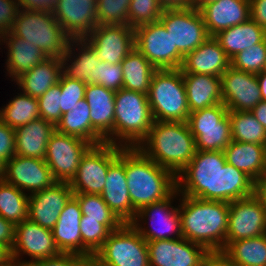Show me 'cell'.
Masks as SVG:
<instances>
[{"mask_svg": "<svg viewBox=\"0 0 266 266\" xmlns=\"http://www.w3.org/2000/svg\"><path fill=\"white\" fill-rule=\"evenodd\" d=\"M182 75L190 112L223 103L220 77L194 73Z\"/></svg>", "mask_w": 266, "mask_h": 266, "instance_id": "obj_29", "label": "cell"}, {"mask_svg": "<svg viewBox=\"0 0 266 266\" xmlns=\"http://www.w3.org/2000/svg\"><path fill=\"white\" fill-rule=\"evenodd\" d=\"M222 253L240 266H266V234L231 241Z\"/></svg>", "mask_w": 266, "mask_h": 266, "instance_id": "obj_37", "label": "cell"}, {"mask_svg": "<svg viewBox=\"0 0 266 266\" xmlns=\"http://www.w3.org/2000/svg\"><path fill=\"white\" fill-rule=\"evenodd\" d=\"M20 9L53 12L58 0H17Z\"/></svg>", "mask_w": 266, "mask_h": 266, "instance_id": "obj_53", "label": "cell"}, {"mask_svg": "<svg viewBox=\"0 0 266 266\" xmlns=\"http://www.w3.org/2000/svg\"><path fill=\"white\" fill-rule=\"evenodd\" d=\"M100 196L122 223H132L133 208L125 174V147L118 146V157L109 165L106 183Z\"/></svg>", "mask_w": 266, "mask_h": 266, "instance_id": "obj_21", "label": "cell"}, {"mask_svg": "<svg viewBox=\"0 0 266 266\" xmlns=\"http://www.w3.org/2000/svg\"><path fill=\"white\" fill-rule=\"evenodd\" d=\"M255 194L261 199L266 207V171L256 182Z\"/></svg>", "mask_w": 266, "mask_h": 266, "instance_id": "obj_58", "label": "cell"}, {"mask_svg": "<svg viewBox=\"0 0 266 266\" xmlns=\"http://www.w3.org/2000/svg\"><path fill=\"white\" fill-rule=\"evenodd\" d=\"M10 31L38 47L47 57L60 59L71 39L56 21L53 12L20 9Z\"/></svg>", "mask_w": 266, "mask_h": 266, "instance_id": "obj_7", "label": "cell"}, {"mask_svg": "<svg viewBox=\"0 0 266 266\" xmlns=\"http://www.w3.org/2000/svg\"><path fill=\"white\" fill-rule=\"evenodd\" d=\"M264 234H266V207L256 194L229 202L225 247L231 241Z\"/></svg>", "mask_w": 266, "mask_h": 266, "instance_id": "obj_15", "label": "cell"}, {"mask_svg": "<svg viewBox=\"0 0 266 266\" xmlns=\"http://www.w3.org/2000/svg\"><path fill=\"white\" fill-rule=\"evenodd\" d=\"M215 1L216 0H191V7L200 10L204 5Z\"/></svg>", "mask_w": 266, "mask_h": 266, "instance_id": "obj_61", "label": "cell"}, {"mask_svg": "<svg viewBox=\"0 0 266 266\" xmlns=\"http://www.w3.org/2000/svg\"><path fill=\"white\" fill-rule=\"evenodd\" d=\"M131 0H97V25H128Z\"/></svg>", "mask_w": 266, "mask_h": 266, "instance_id": "obj_42", "label": "cell"}, {"mask_svg": "<svg viewBox=\"0 0 266 266\" xmlns=\"http://www.w3.org/2000/svg\"><path fill=\"white\" fill-rule=\"evenodd\" d=\"M78 200L83 216L87 219L101 220L111 232L118 229L123 223L111 211L100 194H73Z\"/></svg>", "mask_w": 266, "mask_h": 266, "instance_id": "obj_41", "label": "cell"}, {"mask_svg": "<svg viewBox=\"0 0 266 266\" xmlns=\"http://www.w3.org/2000/svg\"><path fill=\"white\" fill-rule=\"evenodd\" d=\"M81 216L78 200L72 195L61 211L52 233L61 253L78 254L92 260L94 255L82 244L79 226Z\"/></svg>", "mask_w": 266, "mask_h": 266, "instance_id": "obj_24", "label": "cell"}, {"mask_svg": "<svg viewBox=\"0 0 266 266\" xmlns=\"http://www.w3.org/2000/svg\"><path fill=\"white\" fill-rule=\"evenodd\" d=\"M15 242V225L0 216V244L9 252Z\"/></svg>", "mask_w": 266, "mask_h": 266, "instance_id": "obj_52", "label": "cell"}, {"mask_svg": "<svg viewBox=\"0 0 266 266\" xmlns=\"http://www.w3.org/2000/svg\"><path fill=\"white\" fill-rule=\"evenodd\" d=\"M159 21L170 33L173 48H177L183 57L209 37L202 14L194 7L163 10Z\"/></svg>", "mask_w": 266, "mask_h": 266, "instance_id": "obj_11", "label": "cell"}, {"mask_svg": "<svg viewBox=\"0 0 266 266\" xmlns=\"http://www.w3.org/2000/svg\"><path fill=\"white\" fill-rule=\"evenodd\" d=\"M251 113L260 122L266 130V102H259L252 110Z\"/></svg>", "mask_w": 266, "mask_h": 266, "instance_id": "obj_57", "label": "cell"}, {"mask_svg": "<svg viewBox=\"0 0 266 266\" xmlns=\"http://www.w3.org/2000/svg\"><path fill=\"white\" fill-rule=\"evenodd\" d=\"M263 72H266V61H265L264 67H263Z\"/></svg>", "mask_w": 266, "mask_h": 266, "instance_id": "obj_63", "label": "cell"}, {"mask_svg": "<svg viewBox=\"0 0 266 266\" xmlns=\"http://www.w3.org/2000/svg\"><path fill=\"white\" fill-rule=\"evenodd\" d=\"M0 266H15L11 262L10 252L0 244Z\"/></svg>", "mask_w": 266, "mask_h": 266, "instance_id": "obj_59", "label": "cell"}, {"mask_svg": "<svg viewBox=\"0 0 266 266\" xmlns=\"http://www.w3.org/2000/svg\"><path fill=\"white\" fill-rule=\"evenodd\" d=\"M266 61V38L252 47L240 51L231 58V66L251 74H259L263 71Z\"/></svg>", "mask_w": 266, "mask_h": 266, "instance_id": "obj_43", "label": "cell"}, {"mask_svg": "<svg viewBox=\"0 0 266 266\" xmlns=\"http://www.w3.org/2000/svg\"><path fill=\"white\" fill-rule=\"evenodd\" d=\"M231 66V59L214 36L188 53L181 65L182 73L208 74L220 77Z\"/></svg>", "mask_w": 266, "mask_h": 266, "instance_id": "obj_25", "label": "cell"}, {"mask_svg": "<svg viewBox=\"0 0 266 266\" xmlns=\"http://www.w3.org/2000/svg\"><path fill=\"white\" fill-rule=\"evenodd\" d=\"M99 85L115 92L122 89L123 71L121 63L111 64L100 60Z\"/></svg>", "mask_w": 266, "mask_h": 266, "instance_id": "obj_49", "label": "cell"}, {"mask_svg": "<svg viewBox=\"0 0 266 266\" xmlns=\"http://www.w3.org/2000/svg\"><path fill=\"white\" fill-rule=\"evenodd\" d=\"M147 98L154 121L187 122L190 110L181 69H157Z\"/></svg>", "mask_w": 266, "mask_h": 266, "instance_id": "obj_6", "label": "cell"}, {"mask_svg": "<svg viewBox=\"0 0 266 266\" xmlns=\"http://www.w3.org/2000/svg\"><path fill=\"white\" fill-rule=\"evenodd\" d=\"M29 195L0 181V216L17 225L28 218Z\"/></svg>", "mask_w": 266, "mask_h": 266, "instance_id": "obj_40", "label": "cell"}, {"mask_svg": "<svg viewBox=\"0 0 266 266\" xmlns=\"http://www.w3.org/2000/svg\"><path fill=\"white\" fill-rule=\"evenodd\" d=\"M3 180L18 189L33 194L51 187L56 181L46 161L14 155L5 162Z\"/></svg>", "mask_w": 266, "mask_h": 266, "instance_id": "obj_20", "label": "cell"}, {"mask_svg": "<svg viewBox=\"0 0 266 266\" xmlns=\"http://www.w3.org/2000/svg\"><path fill=\"white\" fill-rule=\"evenodd\" d=\"M99 60L118 64L135 48V30L129 25H97L83 38Z\"/></svg>", "mask_w": 266, "mask_h": 266, "instance_id": "obj_17", "label": "cell"}, {"mask_svg": "<svg viewBox=\"0 0 266 266\" xmlns=\"http://www.w3.org/2000/svg\"><path fill=\"white\" fill-rule=\"evenodd\" d=\"M178 194L176 189L168 198L146 205L137 211L131 224L147 242L183 238L179 207L171 205L173 199L180 196ZM140 219H144L142 221H145V224L149 219L153 226L149 229L143 228L139 223ZM172 234L173 237L170 236Z\"/></svg>", "mask_w": 266, "mask_h": 266, "instance_id": "obj_13", "label": "cell"}, {"mask_svg": "<svg viewBox=\"0 0 266 266\" xmlns=\"http://www.w3.org/2000/svg\"><path fill=\"white\" fill-rule=\"evenodd\" d=\"M223 152L227 163L245 172L255 182L266 171V145L232 140Z\"/></svg>", "mask_w": 266, "mask_h": 266, "instance_id": "obj_33", "label": "cell"}, {"mask_svg": "<svg viewBox=\"0 0 266 266\" xmlns=\"http://www.w3.org/2000/svg\"><path fill=\"white\" fill-rule=\"evenodd\" d=\"M91 266H150L147 241L131 223H123L94 254Z\"/></svg>", "mask_w": 266, "mask_h": 266, "instance_id": "obj_8", "label": "cell"}, {"mask_svg": "<svg viewBox=\"0 0 266 266\" xmlns=\"http://www.w3.org/2000/svg\"><path fill=\"white\" fill-rule=\"evenodd\" d=\"M61 74L62 60L56 57H47L14 81L16 80L15 82L19 89H22V93L38 99L59 82Z\"/></svg>", "mask_w": 266, "mask_h": 266, "instance_id": "obj_32", "label": "cell"}, {"mask_svg": "<svg viewBox=\"0 0 266 266\" xmlns=\"http://www.w3.org/2000/svg\"><path fill=\"white\" fill-rule=\"evenodd\" d=\"M40 118L38 99L20 92L0 110V120L11 128Z\"/></svg>", "mask_w": 266, "mask_h": 266, "instance_id": "obj_39", "label": "cell"}, {"mask_svg": "<svg viewBox=\"0 0 266 266\" xmlns=\"http://www.w3.org/2000/svg\"><path fill=\"white\" fill-rule=\"evenodd\" d=\"M205 266H240V265L232 262L222 252H210V254L207 257Z\"/></svg>", "mask_w": 266, "mask_h": 266, "instance_id": "obj_55", "label": "cell"}, {"mask_svg": "<svg viewBox=\"0 0 266 266\" xmlns=\"http://www.w3.org/2000/svg\"><path fill=\"white\" fill-rule=\"evenodd\" d=\"M163 10L185 9L191 7V0H158Z\"/></svg>", "mask_w": 266, "mask_h": 266, "instance_id": "obj_56", "label": "cell"}, {"mask_svg": "<svg viewBox=\"0 0 266 266\" xmlns=\"http://www.w3.org/2000/svg\"><path fill=\"white\" fill-rule=\"evenodd\" d=\"M256 77L258 79L262 101L266 102V72L262 71L259 74H257Z\"/></svg>", "mask_w": 266, "mask_h": 266, "instance_id": "obj_60", "label": "cell"}, {"mask_svg": "<svg viewBox=\"0 0 266 266\" xmlns=\"http://www.w3.org/2000/svg\"><path fill=\"white\" fill-rule=\"evenodd\" d=\"M91 146L80 138L55 131L49 138L44 159L55 181L70 183L82 156Z\"/></svg>", "mask_w": 266, "mask_h": 266, "instance_id": "obj_14", "label": "cell"}, {"mask_svg": "<svg viewBox=\"0 0 266 266\" xmlns=\"http://www.w3.org/2000/svg\"><path fill=\"white\" fill-rule=\"evenodd\" d=\"M233 141L266 145V130L251 111H228Z\"/></svg>", "mask_w": 266, "mask_h": 266, "instance_id": "obj_38", "label": "cell"}, {"mask_svg": "<svg viewBox=\"0 0 266 266\" xmlns=\"http://www.w3.org/2000/svg\"><path fill=\"white\" fill-rule=\"evenodd\" d=\"M150 266H205L210 252L185 238L148 241Z\"/></svg>", "mask_w": 266, "mask_h": 266, "instance_id": "obj_18", "label": "cell"}, {"mask_svg": "<svg viewBox=\"0 0 266 266\" xmlns=\"http://www.w3.org/2000/svg\"><path fill=\"white\" fill-rule=\"evenodd\" d=\"M97 0H58L56 21L71 39L86 37L96 26Z\"/></svg>", "mask_w": 266, "mask_h": 266, "instance_id": "obj_23", "label": "cell"}, {"mask_svg": "<svg viewBox=\"0 0 266 266\" xmlns=\"http://www.w3.org/2000/svg\"><path fill=\"white\" fill-rule=\"evenodd\" d=\"M72 195V188L66 182H55L51 187L30 194L28 218L43 228L52 230Z\"/></svg>", "mask_w": 266, "mask_h": 266, "instance_id": "obj_22", "label": "cell"}, {"mask_svg": "<svg viewBox=\"0 0 266 266\" xmlns=\"http://www.w3.org/2000/svg\"><path fill=\"white\" fill-rule=\"evenodd\" d=\"M92 127L105 139L114 129L115 91L99 84H86Z\"/></svg>", "mask_w": 266, "mask_h": 266, "instance_id": "obj_30", "label": "cell"}, {"mask_svg": "<svg viewBox=\"0 0 266 266\" xmlns=\"http://www.w3.org/2000/svg\"><path fill=\"white\" fill-rule=\"evenodd\" d=\"M209 36L235 25L246 22L250 18L249 0H216L200 9Z\"/></svg>", "mask_w": 266, "mask_h": 266, "instance_id": "obj_26", "label": "cell"}, {"mask_svg": "<svg viewBox=\"0 0 266 266\" xmlns=\"http://www.w3.org/2000/svg\"><path fill=\"white\" fill-rule=\"evenodd\" d=\"M73 46H78V49ZM75 49L80 50L76 55L73 54ZM61 60L62 72L67 77L82 81L86 84H99L100 60L94 49L83 38L70 39L66 52L61 57ZM69 60L71 61V65L68 63Z\"/></svg>", "mask_w": 266, "mask_h": 266, "instance_id": "obj_27", "label": "cell"}, {"mask_svg": "<svg viewBox=\"0 0 266 266\" xmlns=\"http://www.w3.org/2000/svg\"><path fill=\"white\" fill-rule=\"evenodd\" d=\"M181 197L178 207L183 238L209 252H222L228 229L229 203L186 195Z\"/></svg>", "mask_w": 266, "mask_h": 266, "instance_id": "obj_2", "label": "cell"}, {"mask_svg": "<svg viewBox=\"0 0 266 266\" xmlns=\"http://www.w3.org/2000/svg\"><path fill=\"white\" fill-rule=\"evenodd\" d=\"M220 78L223 104L229 111H251L262 101L256 74L230 66Z\"/></svg>", "mask_w": 266, "mask_h": 266, "instance_id": "obj_19", "label": "cell"}, {"mask_svg": "<svg viewBox=\"0 0 266 266\" xmlns=\"http://www.w3.org/2000/svg\"><path fill=\"white\" fill-rule=\"evenodd\" d=\"M228 108L223 104L190 112L188 125L194 136L196 149L223 151L232 141Z\"/></svg>", "mask_w": 266, "mask_h": 266, "instance_id": "obj_9", "label": "cell"}, {"mask_svg": "<svg viewBox=\"0 0 266 266\" xmlns=\"http://www.w3.org/2000/svg\"><path fill=\"white\" fill-rule=\"evenodd\" d=\"M250 18L266 29V0H249Z\"/></svg>", "mask_w": 266, "mask_h": 266, "instance_id": "obj_54", "label": "cell"}, {"mask_svg": "<svg viewBox=\"0 0 266 266\" xmlns=\"http://www.w3.org/2000/svg\"><path fill=\"white\" fill-rule=\"evenodd\" d=\"M231 59L240 51L262 42L266 29L249 18L246 22L230 27L214 36Z\"/></svg>", "mask_w": 266, "mask_h": 266, "instance_id": "obj_34", "label": "cell"}, {"mask_svg": "<svg viewBox=\"0 0 266 266\" xmlns=\"http://www.w3.org/2000/svg\"><path fill=\"white\" fill-rule=\"evenodd\" d=\"M22 253L33 259L30 261L54 258L61 254L52 230L43 228L29 218L15 225V242L10 251L11 262L15 266H20Z\"/></svg>", "mask_w": 266, "mask_h": 266, "instance_id": "obj_16", "label": "cell"}, {"mask_svg": "<svg viewBox=\"0 0 266 266\" xmlns=\"http://www.w3.org/2000/svg\"><path fill=\"white\" fill-rule=\"evenodd\" d=\"M15 131V155L45 159L49 138L56 131L53 123L37 118Z\"/></svg>", "mask_w": 266, "mask_h": 266, "instance_id": "obj_28", "label": "cell"}, {"mask_svg": "<svg viewBox=\"0 0 266 266\" xmlns=\"http://www.w3.org/2000/svg\"><path fill=\"white\" fill-rule=\"evenodd\" d=\"M153 121L147 95L122 88L115 92L114 129L105 142L138 147L149 134Z\"/></svg>", "mask_w": 266, "mask_h": 266, "instance_id": "obj_5", "label": "cell"}, {"mask_svg": "<svg viewBox=\"0 0 266 266\" xmlns=\"http://www.w3.org/2000/svg\"><path fill=\"white\" fill-rule=\"evenodd\" d=\"M20 266H91V260L78 254L61 253L54 258L20 261Z\"/></svg>", "mask_w": 266, "mask_h": 266, "instance_id": "obj_48", "label": "cell"}, {"mask_svg": "<svg viewBox=\"0 0 266 266\" xmlns=\"http://www.w3.org/2000/svg\"><path fill=\"white\" fill-rule=\"evenodd\" d=\"M19 10L17 0H0V36L10 32Z\"/></svg>", "mask_w": 266, "mask_h": 266, "instance_id": "obj_50", "label": "cell"}, {"mask_svg": "<svg viewBox=\"0 0 266 266\" xmlns=\"http://www.w3.org/2000/svg\"><path fill=\"white\" fill-rule=\"evenodd\" d=\"M61 113L72 110L79 101L85 98L86 83L67 77L63 72L60 76Z\"/></svg>", "mask_w": 266, "mask_h": 266, "instance_id": "obj_47", "label": "cell"}, {"mask_svg": "<svg viewBox=\"0 0 266 266\" xmlns=\"http://www.w3.org/2000/svg\"><path fill=\"white\" fill-rule=\"evenodd\" d=\"M1 41L8 47L6 69L13 80L47 58L38 47L15 36L11 31L2 34L0 43Z\"/></svg>", "mask_w": 266, "mask_h": 266, "instance_id": "obj_31", "label": "cell"}, {"mask_svg": "<svg viewBox=\"0 0 266 266\" xmlns=\"http://www.w3.org/2000/svg\"><path fill=\"white\" fill-rule=\"evenodd\" d=\"M80 233L82 244L94 255L108 238L111 231L101 223V220L87 219L81 216Z\"/></svg>", "mask_w": 266, "mask_h": 266, "instance_id": "obj_45", "label": "cell"}, {"mask_svg": "<svg viewBox=\"0 0 266 266\" xmlns=\"http://www.w3.org/2000/svg\"><path fill=\"white\" fill-rule=\"evenodd\" d=\"M38 105L40 117L56 126L62 117L60 79L38 98Z\"/></svg>", "mask_w": 266, "mask_h": 266, "instance_id": "obj_46", "label": "cell"}, {"mask_svg": "<svg viewBox=\"0 0 266 266\" xmlns=\"http://www.w3.org/2000/svg\"><path fill=\"white\" fill-rule=\"evenodd\" d=\"M14 128L0 120V159L5 163L15 155Z\"/></svg>", "mask_w": 266, "mask_h": 266, "instance_id": "obj_51", "label": "cell"}, {"mask_svg": "<svg viewBox=\"0 0 266 266\" xmlns=\"http://www.w3.org/2000/svg\"><path fill=\"white\" fill-rule=\"evenodd\" d=\"M118 157V145L91 146L82 156L76 175L70 181L73 194H101L109 165Z\"/></svg>", "mask_w": 266, "mask_h": 266, "instance_id": "obj_10", "label": "cell"}, {"mask_svg": "<svg viewBox=\"0 0 266 266\" xmlns=\"http://www.w3.org/2000/svg\"><path fill=\"white\" fill-rule=\"evenodd\" d=\"M123 89L148 94L152 76L157 70L134 48L121 62Z\"/></svg>", "mask_w": 266, "mask_h": 266, "instance_id": "obj_36", "label": "cell"}, {"mask_svg": "<svg viewBox=\"0 0 266 266\" xmlns=\"http://www.w3.org/2000/svg\"><path fill=\"white\" fill-rule=\"evenodd\" d=\"M4 166L5 163L0 159V181H2L4 177Z\"/></svg>", "mask_w": 266, "mask_h": 266, "instance_id": "obj_62", "label": "cell"}, {"mask_svg": "<svg viewBox=\"0 0 266 266\" xmlns=\"http://www.w3.org/2000/svg\"><path fill=\"white\" fill-rule=\"evenodd\" d=\"M138 148L176 176L196 154V143L187 122L153 121Z\"/></svg>", "mask_w": 266, "mask_h": 266, "instance_id": "obj_4", "label": "cell"}, {"mask_svg": "<svg viewBox=\"0 0 266 266\" xmlns=\"http://www.w3.org/2000/svg\"><path fill=\"white\" fill-rule=\"evenodd\" d=\"M163 9L158 0H131L128 12V25L136 28L143 24L159 21Z\"/></svg>", "mask_w": 266, "mask_h": 266, "instance_id": "obj_44", "label": "cell"}, {"mask_svg": "<svg viewBox=\"0 0 266 266\" xmlns=\"http://www.w3.org/2000/svg\"><path fill=\"white\" fill-rule=\"evenodd\" d=\"M125 174L133 208L168 198L176 189V175L158 165L138 147H125Z\"/></svg>", "mask_w": 266, "mask_h": 266, "instance_id": "obj_3", "label": "cell"}, {"mask_svg": "<svg viewBox=\"0 0 266 266\" xmlns=\"http://www.w3.org/2000/svg\"><path fill=\"white\" fill-rule=\"evenodd\" d=\"M135 48L156 69H179L184 57L173 48L170 33L160 22L143 24L135 29Z\"/></svg>", "mask_w": 266, "mask_h": 266, "instance_id": "obj_12", "label": "cell"}, {"mask_svg": "<svg viewBox=\"0 0 266 266\" xmlns=\"http://www.w3.org/2000/svg\"><path fill=\"white\" fill-rule=\"evenodd\" d=\"M176 181L180 195L227 203L252 196L256 187L250 176L226 162L223 151L197 150Z\"/></svg>", "mask_w": 266, "mask_h": 266, "instance_id": "obj_1", "label": "cell"}, {"mask_svg": "<svg viewBox=\"0 0 266 266\" xmlns=\"http://www.w3.org/2000/svg\"><path fill=\"white\" fill-rule=\"evenodd\" d=\"M55 127L56 131L80 138L92 146L105 143V139L91 125L90 106L85 99L64 113Z\"/></svg>", "mask_w": 266, "mask_h": 266, "instance_id": "obj_35", "label": "cell"}]
</instances>
